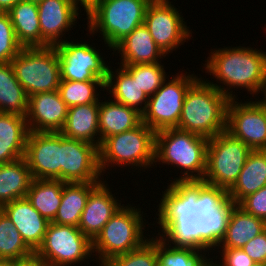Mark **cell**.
<instances>
[{
  "mask_svg": "<svg viewBox=\"0 0 266 266\" xmlns=\"http://www.w3.org/2000/svg\"><path fill=\"white\" fill-rule=\"evenodd\" d=\"M160 197L154 220L160 229L157 235L164 242L208 256L217 250L236 205L228 190L203 180H175L167 183Z\"/></svg>",
  "mask_w": 266,
  "mask_h": 266,
  "instance_id": "cell-1",
  "label": "cell"
},
{
  "mask_svg": "<svg viewBox=\"0 0 266 266\" xmlns=\"http://www.w3.org/2000/svg\"><path fill=\"white\" fill-rule=\"evenodd\" d=\"M223 47L210 49L204 71L217 82L206 81L229 99H237L233 88L247 90L257 99L266 87V52L250 46Z\"/></svg>",
  "mask_w": 266,
  "mask_h": 266,
  "instance_id": "cell-2",
  "label": "cell"
},
{
  "mask_svg": "<svg viewBox=\"0 0 266 266\" xmlns=\"http://www.w3.org/2000/svg\"><path fill=\"white\" fill-rule=\"evenodd\" d=\"M230 99L199 77L186 92L178 129L208 139L226 131Z\"/></svg>",
  "mask_w": 266,
  "mask_h": 266,
  "instance_id": "cell-3",
  "label": "cell"
},
{
  "mask_svg": "<svg viewBox=\"0 0 266 266\" xmlns=\"http://www.w3.org/2000/svg\"><path fill=\"white\" fill-rule=\"evenodd\" d=\"M208 141L206 137L178 128L155 132L154 166L162 163L181 170L179 178L169 181L203 180Z\"/></svg>",
  "mask_w": 266,
  "mask_h": 266,
  "instance_id": "cell-4",
  "label": "cell"
},
{
  "mask_svg": "<svg viewBox=\"0 0 266 266\" xmlns=\"http://www.w3.org/2000/svg\"><path fill=\"white\" fill-rule=\"evenodd\" d=\"M127 204H122L92 241V252L96 254H93L94 261L99 264L98 266H102L111 258L141 247L150 238L146 232L144 236L145 225H150L146 224V219L143 218L147 213L141 211L139 205Z\"/></svg>",
  "mask_w": 266,
  "mask_h": 266,
  "instance_id": "cell-5",
  "label": "cell"
},
{
  "mask_svg": "<svg viewBox=\"0 0 266 266\" xmlns=\"http://www.w3.org/2000/svg\"><path fill=\"white\" fill-rule=\"evenodd\" d=\"M152 0H99L86 12L89 37L101 34L108 50L136 27L144 24L146 9Z\"/></svg>",
  "mask_w": 266,
  "mask_h": 266,
  "instance_id": "cell-6",
  "label": "cell"
},
{
  "mask_svg": "<svg viewBox=\"0 0 266 266\" xmlns=\"http://www.w3.org/2000/svg\"><path fill=\"white\" fill-rule=\"evenodd\" d=\"M154 150L155 132L143 122L132 130L112 135L99 147L101 173L121 166H131L133 171L139 168L137 172L142 173L141 170L154 167Z\"/></svg>",
  "mask_w": 266,
  "mask_h": 266,
  "instance_id": "cell-7",
  "label": "cell"
},
{
  "mask_svg": "<svg viewBox=\"0 0 266 266\" xmlns=\"http://www.w3.org/2000/svg\"><path fill=\"white\" fill-rule=\"evenodd\" d=\"M10 63L28 96L58 90L61 73L55 46L23 47Z\"/></svg>",
  "mask_w": 266,
  "mask_h": 266,
  "instance_id": "cell-8",
  "label": "cell"
},
{
  "mask_svg": "<svg viewBox=\"0 0 266 266\" xmlns=\"http://www.w3.org/2000/svg\"><path fill=\"white\" fill-rule=\"evenodd\" d=\"M251 151L246 144L227 131L210 138L203 181L229 191L237 181Z\"/></svg>",
  "mask_w": 266,
  "mask_h": 266,
  "instance_id": "cell-9",
  "label": "cell"
},
{
  "mask_svg": "<svg viewBox=\"0 0 266 266\" xmlns=\"http://www.w3.org/2000/svg\"><path fill=\"white\" fill-rule=\"evenodd\" d=\"M34 253L47 266H79L84 262L88 266L90 259L94 261L92 241L78 227L53 222Z\"/></svg>",
  "mask_w": 266,
  "mask_h": 266,
  "instance_id": "cell-10",
  "label": "cell"
},
{
  "mask_svg": "<svg viewBox=\"0 0 266 266\" xmlns=\"http://www.w3.org/2000/svg\"><path fill=\"white\" fill-rule=\"evenodd\" d=\"M198 78L195 73L190 74L184 70L174 76H169L162 86L149 97L142 113V122L154 132L178 128L186 92Z\"/></svg>",
  "mask_w": 266,
  "mask_h": 266,
  "instance_id": "cell-11",
  "label": "cell"
},
{
  "mask_svg": "<svg viewBox=\"0 0 266 266\" xmlns=\"http://www.w3.org/2000/svg\"><path fill=\"white\" fill-rule=\"evenodd\" d=\"M88 43L68 41L66 38L64 42L55 46L59 57L61 80L106 81L109 63L100 49H96L95 43Z\"/></svg>",
  "mask_w": 266,
  "mask_h": 266,
  "instance_id": "cell-12",
  "label": "cell"
},
{
  "mask_svg": "<svg viewBox=\"0 0 266 266\" xmlns=\"http://www.w3.org/2000/svg\"><path fill=\"white\" fill-rule=\"evenodd\" d=\"M180 9L170 0H152L145 13L144 25L148 28L156 45L169 57L192 37Z\"/></svg>",
  "mask_w": 266,
  "mask_h": 266,
  "instance_id": "cell-13",
  "label": "cell"
},
{
  "mask_svg": "<svg viewBox=\"0 0 266 266\" xmlns=\"http://www.w3.org/2000/svg\"><path fill=\"white\" fill-rule=\"evenodd\" d=\"M254 99L251 97V101L243 102L239 97L230 99L226 131L251 150H266V107L259 101V96Z\"/></svg>",
  "mask_w": 266,
  "mask_h": 266,
  "instance_id": "cell-14",
  "label": "cell"
},
{
  "mask_svg": "<svg viewBox=\"0 0 266 266\" xmlns=\"http://www.w3.org/2000/svg\"><path fill=\"white\" fill-rule=\"evenodd\" d=\"M102 180L104 176L99 165V147L61 134V181L100 183Z\"/></svg>",
  "mask_w": 266,
  "mask_h": 266,
  "instance_id": "cell-15",
  "label": "cell"
},
{
  "mask_svg": "<svg viewBox=\"0 0 266 266\" xmlns=\"http://www.w3.org/2000/svg\"><path fill=\"white\" fill-rule=\"evenodd\" d=\"M24 158L33 179L61 180V133L29 131Z\"/></svg>",
  "mask_w": 266,
  "mask_h": 266,
  "instance_id": "cell-16",
  "label": "cell"
},
{
  "mask_svg": "<svg viewBox=\"0 0 266 266\" xmlns=\"http://www.w3.org/2000/svg\"><path fill=\"white\" fill-rule=\"evenodd\" d=\"M41 30V47L56 46L65 41L63 37L73 27L81 13L74 0H42L38 4ZM80 9V10H79Z\"/></svg>",
  "mask_w": 266,
  "mask_h": 266,
  "instance_id": "cell-17",
  "label": "cell"
},
{
  "mask_svg": "<svg viewBox=\"0 0 266 266\" xmlns=\"http://www.w3.org/2000/svg\"><path fill=\"white\" fill-rule=\"evenodd\" d=\"M68 106L58 90L29 96L27 127L34 132H60L68 114Z\"/></svg>",
  "mask_w": 266,
  "mask_h": 266,
  "instance_id": "cell-18",
  "label": "cell"
},
{
  "mask_svg": "<svg viewBox=\"0 0 266 266\" xmlns=\"http://www.w3.org/2000/svg\"><path fill=\"white\" fill-rule=\"evenodd\" d=\"M107 181H101L88 196L78 228L93 241L111 217L122 207Z\"/></svg>",
  "mask_w": 266,
  "mask_h": 266,
  "instance_id": "cell-19",
  "label": "cell"
},
{
  "mask_svg": "<svg viewBox=\"0 0 266 266\" xmlns=\"http://www.w3.org/2000/svg\"><path fill=\"white\" fill-rule=\"evenodd\" d=\"M0 209L11 219L25 244L35 252L41 245L50 222L33 208L26 197L8 202Z\"/></svg>",
  "mask_w": 266,
  "mask_h": 266,
  "instance_id": "cell-20",
  "label": "cell"
},
{
  "mask_svg": "<svg viewBox=\"0 0 266 266\" xmlns=\"http://www.w3.org/2000/svg\"><path fill=\"white\" fill-rule=\"evenodd\" d=\"M112 51L115 56L116 53L120 56L119 65L154 64L166 57L144 24L136 27L131 34L118 42Z\"/></svg>",
  "mask_w": 266,
  "mask_h": 266,
  "instance_id": "cell-21",
  "label": "cell"
},
{
  "mask_svg": "<svg viewBox=\"0 0 266 266\" xmlns=\"http://www.w3.org/2000/svg\"><path fill=\"white\" fill-rule=\"evenodd\" d=\"M106 97H103L104 101L100 99L99 147L106 138L132 130L142 123V114L137 110Z\"/></svg>",
  "mask_w": 266,
  "mask_h": 266,
  "instance_id": "cell-22",
  "label": "cell"
},
{
  "mask_svg": "<svg viewBox=\"0 0 266 266\" xmlns=\"http://www.w3.org/2000/svg\"><path fill=\"white\" fill-rule=\"evenodd\" d=\"M99 107L100 100L96 103L69 107L60 133L64 137L99 147Z\"/></svg>",
  "mask_w": 266,
  "mask_h": 266,
  "instance_id": "cell-23",
  "label": "cell"
},
{
  "mask_svg": "<svg viewBox=\"0 0 266 266\" xmlns=\"http://www.w3.org/2000/svg\"><path fill=\"white\" fill-rule=\"evenodd\" d=\"M28 133L26 117L0 112V164L24 158Z\"/></svg>",
  "mask_w": 266,
  "mask_h": 266,
  "instance_id": "cell-24",
  "label": "cell"
},
{
  "mask_svg": "<svg viewBox=\"0 0 266 266\" xmlns=\"http://www.w3.org/2000/svg\"><path fill=\"white\" fill-rule=\"evenodd\" d=\"M112 69L109 65L105 91L114 101L143 113L149 97L140 89L137 81L121 66ZM144 105V106H143Z\"/></svg>",
  "mask_w": 266,
  "mask_h": 266,
  "instance_id": "cell-25",
  "label": "cell"
},
{
  "mask_svg": "<svg viewBox=\"0 0 266 266\" xmlns=\"http://www.w3.org/2000/svg\"><path fill=\"white\" fill-rule=\"evenodd\" d=\"M266 186V150H252L232 188L228 191L238 204L246 196Z\"/></svg>",
  "mask_w": 266,
  "mask_h": 266,
  "instance_id": "cell-26",
  "label": "cell"
},
{
  "mask_svg": "<svg viewBox=\"0 0 266 266\" xmlns=\"http://www.w3.org/2000/svg\"><path fill=\"white\" fill-rule=\"evenodd\" d=\"M266 230V221L234 206L226 233L217 248H242Z\"/></svg>",
  "mask_w": 266,
  "mask_h": 266,
  "instance_id": "cell-27",
  "label": "cell"
},
{
  "mask_svg": "<svg viewBox=\"0 0 266 266\" xmlns=\"http://www.w3.org/2000/svg\"><path fill=\"white\" fill-rule=\"evenodd\" d=\"M18 42L23 47H41L38 5L21 0L8 12Z\"/></svg>",
  "mask_w": 266,
  "mask_h": 266,
  "instance_id": "cell-28",
  "label": "cell"
},
{
  "mask_svg": "<svg viewBox=\"0 0 266 266\" xmlns=\"http://www.w3.org/2000/svg\"><path fill=\"white\" fill-rule=\"evenodd\" d=\"M32 180L25 158L0 164V208L8 202L26 197Z\"/></svg>",
  "mask_w": 266,
  "mask_h": 266,
  "instance_id": "cell-29",
  "label": "cell"
},
{
  "mask_svg": "<svg viewBox=\"0 0 266 266\" xmlns=\"http://www.w3.org/2000/svg\"><path fill=\"white\" fill-rule=\"evenodd\" d=\"M98 184L64 183L61 204L52 222L78 227L88 196Z\"/></svg>",
  "mask_w": 266,
  "mask_h": 266,
  "instance_id": "cell-30",
  "label": "cell"
},
{
  "mask_svg": "<svg viewBox=\"0 0 266 266\" xmlns=\"http://www.w3.org/2000/svg\"><path fill=\"white\" fill-rule=\"evenodd\" d=\"M61 180L33 179L26 198L45 219L52 222L62 200Z\"/></svg>",
  "mask_w": 266,
  "mask_h": 266,
  "instance_id": "cell-31",
  "label": "cell"
},
{
  "mask_svg": "<svg viewBox=\"0 0 266 266\" xmlns=\"http://www.w3.org/2000/svg\"><path fill=\"white\" fill-rule=\"evenodd\" d=\"M29 96L16 79L11 63H0V112L26 117Z\"/></svg>",
  "mask_w": 266,
  "mask_h": 266,
  "instance_id": "cell-32",
  "label": "cell"
},
{
  "mask_svg": "<svg viewBox=\"0 0 266 266\" xmlns=\"http://www.w3.org/2000/svg\"><path fill=\"white\" fill-rule=\"evenodd\" d=\"M158 266H209L210 257L193 248L173 247L156 235ZM209 258V259H208Z\"/></svg>",
  "mask_w": 266,
  "mask_h": 266,
  "instance_id": "cell-33",
  "label": "cell"
},
{
  "mask_svg": "<svg viewBox=\"0 0 266 266\" xmlns=\"http://www.w3.org/2000/svg\"><path fill=\"white\" fill-rule=\"evenodd\" d=\"M97 89L100 91H105V81L78 82L61 80L58 87V92L62 101L68 107H71L98 102L100 98H102L99 94L102 93Z\"/></svg>",
  "mask_w": 266,
  "mask_h": 266,
  "instance_id": "cell-34",
  "label": "cell"
},
{
  "mask_svg": "<svg viewBox=\"0 0 266 266\" xmlns=\"http://www.w3.org/2000/svg\"><path fill=\"white\" fill-rule=\"evenodd\" d=\"M33 253L11 219L0 209V259L15 261Z\"/></svg>",
  "mask_w": 266,
  "mask_h": 266,
  "instance_id": "cell-35",
  "label": "cell"
},
{
  "mask_svg": "<svg viewBox=\"0 0 266 266\" xmlns=\"http://www.w3.org/2000/svg\"><path fill=\"white\" fill-rule=\"evenodd\" d=\"M121 66L137 81L140 89L148 97L152 96L169 77L162 62Z\"/></svg>",
  "mask_w": 266,
  "mask_h": 266,
  "instance_id": "cell-36",
  "label": "cell"
},
{
  "mask_svg": "<svg viewBox=\"0 0 266 266\" xmlns=\"http://www.w3.org/2000/svg\"><path fill=\"white\" fill-rule=\"evenodd\" d=\"M102 266H158L156 236L135 250L107 260Z\"/></svg>",
  "mask_w": 266,
  "mask_h": 266,
  "instance_id": "cell-37",
  "label": "cell"
},
{
  "mask_svg": "<svg viewBox=\"0 0 266 266\" xmlns=\"http://www.w3.org/2000/svg\"><path fill=\"white\" fill-rule=\"evenodd\" d=\"M7 12H0V63H10L22 50Z\"/></svg>",
  "mask_w": 266,
  "mask_h": 266,
  "instance_id": "cell-38",
  "label": "cell"
},
{
  "mask_svg": "<svg viewBox=\"0 0 266 266\" xmlns=\"http://www.w3.org/2000/svg\"><path fill=\"white\" fill-rule=\"evenodd\" d=\"M217 249L220 250L215 253L217 254L219 252L221 253L220 254L221 256L219 258L216 255L215 258L214 255L213 258L215 259V263L213 258H210L211 266H253L255 264V262L241 248H217ZM217 257L218 261L216 260Z\"/></svg>",
  "mask_w": 266,
  "mask_h": 266,
  "instance_id": "cell-39",
  "label": "cell"
},
{
  "mask_svg": "<svg viewBox=\"0 0 266 266\" xmlns=\"http://www.w3.org/2000/svg\"><path fill=\"white\" fill-rule=\"evenodd\" d=\"M237 205L254 217L266 221V186L246 196Z\"/></svg>",
  "mask_w": 266,
  "mask_h": 266,
  "instance_id": "cell-40",
  "label": "cell"
},
{
  "mask_svg": "<svg viewBox=\"0 0 266 266\" xmlns=\"http://www.w3.org/2000/svg\"><path fill=\"white\" fill-rule=\"evenodd\" d=\"M255 263L266 261V230L241 248Z\"/></svg>",
  "mask_w": 266,
  "mask_h": 266,
  "instance_id": "cell-41",
  "label": "cell"
},
{
  "mask_svg": "<svg viewBox=\"0 0 266 266\" xmlns=\"http://www.w3.org/2000/svg\"><path fill=\"white\" fill-rule=\"evenodd\" d=\"M13 266H47L46 263L35 253L32 255L13 261Z\"/></svg>",
  "mask_w": 266,
  "mask_h": 266,
  "instance_id": "cell-42",
  "label": "cell"
},
{
  "mask_svg": "<svg viewBox=\"0 0 266 266\" xmlns=\"http://www.w3.org/2000/svg\"><path fill=\"white\" fill-rule=\"evenodd\" d=\"M19 1L21 0H0V12H8Z\"/></svg>",
  "mask_w": 266,
  "mask_h": 266,
  "instance_id": "cell-43",
  "label": "cell"
},
{
  "mask_svg": "<svg viewBox=\"0 0 266 266\" xmlns=\"http://www.w3.org/2000/svg\"><path fill=\"white\" fill-rule=\"evenodd\" d=\"M0 266H13V260L0 259Z\"/></svg>",
  "mask_w": 266,
  "mask_h": 266,
  "instance_id": "cell-44",
  "label": "cell"
},
{
  "mask_svg": "<svg viewBox=\"0 0 266 266\" xmlns=\"http://www.w3.org/2000/svg\"><path fill=\"white\" fill-rule=\"evenodd\" d=\"M261 95L264 97H262V99H260L259 101L266 107V87L263 89Z\"/></svg>",
  "mask_w": 266,
  "mask_h": 266,
  "instance_id": "cell-45",
  "label": "cell"
},
{
  "mask_svg": "<svg viewBox=\"0 0 266 266\" xmlns=\"http://www.w3.org/2000/svg\"><path fill=\"white\" fill-rule=\"evenodd\" d=\"M27 1H31L32 3H36V4H38L40 1H42V0H27Z\"/></svg>",
  "mask_w": 266,
  "mask_h": 266,
  "instance_id": "cell-46",
  "label": "cell"
},
{
  "mask_svg": "<svg viewBox=\"0 0 266 266\" xmlns=\"http://www.w3.org/2000/svg\"><path fill=\"white\" fill-rule=\"evenodd\" d=\"M253 266H265L264 263H255Z\"/></svg>",
  "mask_w": 266,
  "mask_h": 266,
  "instance_id": "cell-47",
  "label": "cell"
}]
</instances>
